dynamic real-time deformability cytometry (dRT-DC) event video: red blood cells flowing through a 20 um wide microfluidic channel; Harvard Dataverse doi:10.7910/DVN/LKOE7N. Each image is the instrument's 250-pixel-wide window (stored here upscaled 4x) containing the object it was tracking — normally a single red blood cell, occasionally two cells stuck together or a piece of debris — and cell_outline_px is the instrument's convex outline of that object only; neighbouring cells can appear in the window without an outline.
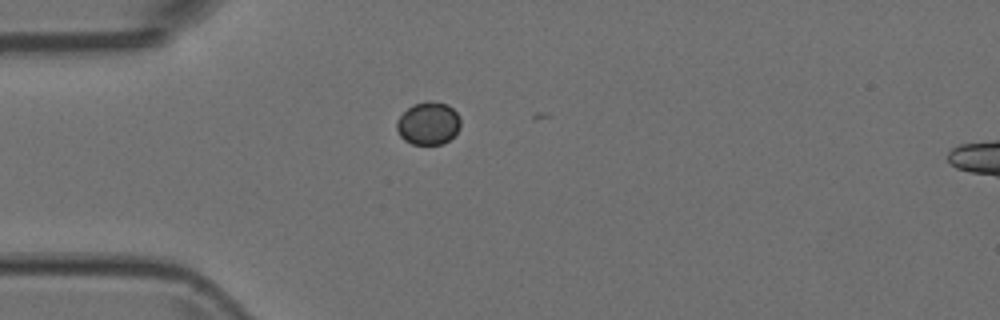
{"species": "Egyptian fruit bat (a non-hibernating species)", "species_latin": "Rousettus aegyptiacus", "temperature_condition": "room temperature", "stored_images_in_passage": 2, "camera_frame_rate_fps": 3000, "um_per_image_px": 0.085, "animal": {"sex": "female"}, "frame": {"image": 1, "passage_image": 1, "time_ms": 0.0, "image_size_px": [1000, 320], "cell_outline_px": [[460, 128], [444, 144], [412, 144], [404, 140], [400, 136], [396, 128], [396, 120], [412, 104], [428, 100], [448, 104], [460, 116]], "centroid_in_image_um": [36.4, 10.47], "position_along_channel_um": 48.6, "area_um2": 16.01}}